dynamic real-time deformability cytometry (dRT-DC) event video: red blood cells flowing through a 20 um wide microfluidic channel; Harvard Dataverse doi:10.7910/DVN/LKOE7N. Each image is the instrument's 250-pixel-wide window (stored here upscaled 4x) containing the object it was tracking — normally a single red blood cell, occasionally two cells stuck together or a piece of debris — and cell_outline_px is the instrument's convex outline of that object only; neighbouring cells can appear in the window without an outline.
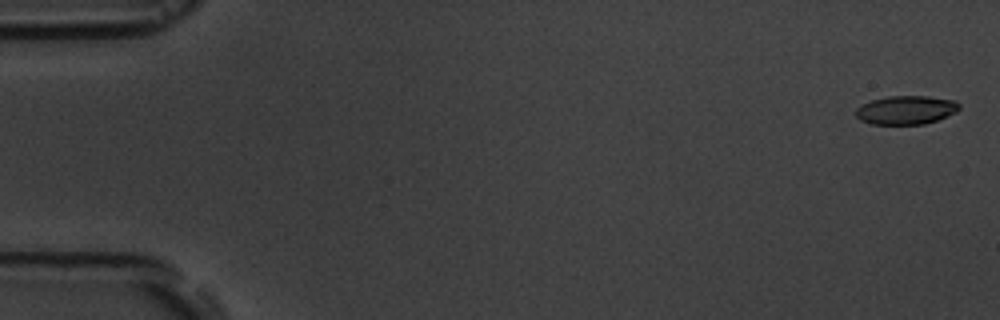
{"species": "common noctule bat (a hibernating species)", "species_latin": "Nyctalus noctula", "temperature_condition": "room temperature", "stored_images_in_passage": 17, "camera_frame_rate_fps": 3000, "um_per_image_px": 0.085, "animal": {"sex": "male", "body_mass_g": 19.5, "forearm_length_mm": 54.6}, "frame": {"image": 1, "passage_image": 1, "time_ms": 0.0, "image_size_px": [1000, 320], "cell_outline_px": [[960, 108], [956, 112], [936, 120], [924, 124], [868, 124], [860, 120], [856, 116], [856, 108], [872, 100], [888, 96], [928, 96], [956, 100], [960, 104]], "centroid_in_image_um": [77.02, 9.35], "position_along_channel_um": 8.0, "area_um2": 17.28}}
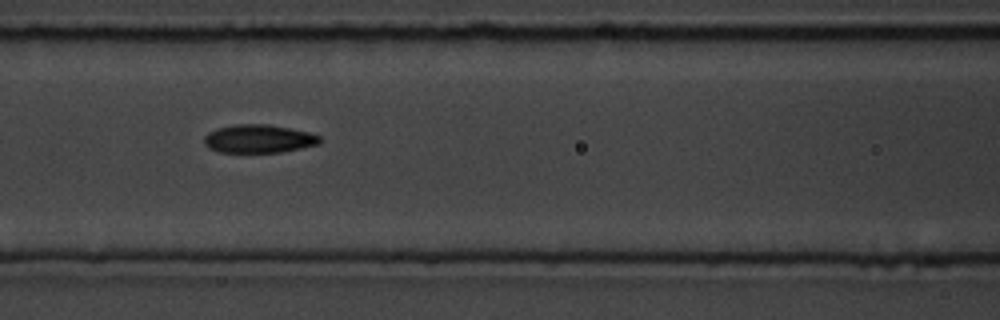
{"frame": {"image": 2, "passage_image": 8, "time_ms": 7.667, "image_size_px": [1000, 320], "cell_outline_px": [[320, 144], [280, 152], [220, 152], [208, 148], [204, 144], [204, 136], [208, 132], [216, 128], [236, 124], [268, 124], [308, 132], [320, 136]], "centroid_in_image_um": [21.95, 11.79], "position_along_channel_um": 144.6, "area_um2": 19.02}}
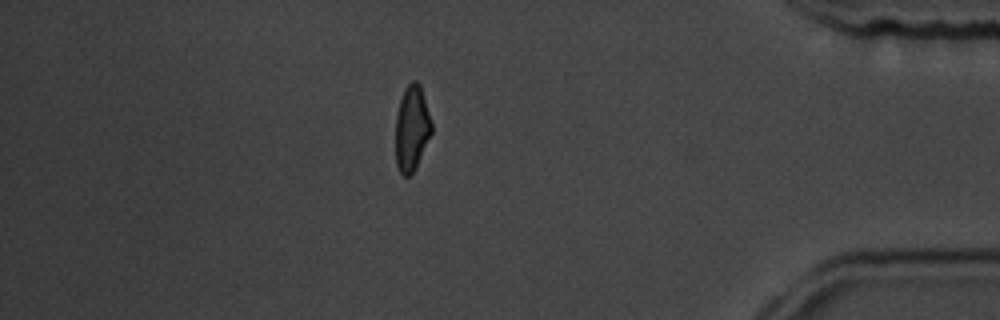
{"frame": {"image": 3, "passage_image": 15, "time_ms": 15.667, "image_size_px": [1000, 320], "cell_outline_px": [[432, 132], [416, 168], [408, 176], [404, 176], [400, 172], [396, 164], [396, 116], [400, 100], [404, 88], [412, 80], [416, 80], [420, 84], [432, 120]], "centroid_in_image_um": [35.01, 10.88], "position_along_channel_um": 400.2, "area_um2": 18.03}, "authors_computed_cell_mechanics": {"area_um2": 18.4382, "velocity_mm_per_s": 3.6829, "shape_relaxation_time_tau1_ms": 2.743, "shape_relaxation_time_tau2_ms": 1.7543, "deformation_change_tau1": 0.1356, "deformation_change_tau2": 0.0911}}